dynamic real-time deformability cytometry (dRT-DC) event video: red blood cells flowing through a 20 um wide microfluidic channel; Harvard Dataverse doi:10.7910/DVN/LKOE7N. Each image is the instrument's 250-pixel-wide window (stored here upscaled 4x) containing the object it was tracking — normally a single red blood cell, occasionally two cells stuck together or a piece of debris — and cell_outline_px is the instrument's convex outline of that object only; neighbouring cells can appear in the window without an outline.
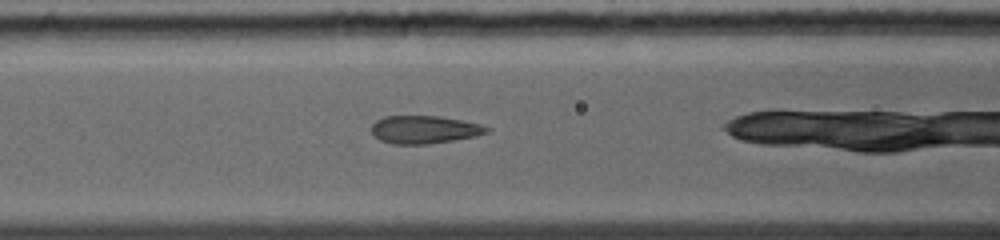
{"species": "common noctule bat (a hibernating species)", "species_latin": "Nyctalus noctula", "temperature_condition": "warm", "stored_images_in_passage": 18, "camera_frame_rate_fps": 5000, "um_per_image_px": 0.085, "animal": {"sex": "female", "body_mass_g": 19.0, "forearm_length_mm": 56.7}, "frame": {"image": 1, "passage_image": 5, "time_ms": 1.6, "image_size_px": [1000, 240], "cell_outline_px": [[492, 128], [488, 132], [476, 136], [428, 144], [392, 144], [380, 140], [372, 136], [372, 124], [376, 120], [384, 116], [440, 116], [480, 124]], "centroid_in_image_um": [36.05, 11.01], "position_along_channel_um": 130.6, "area_um2": 18.79}}
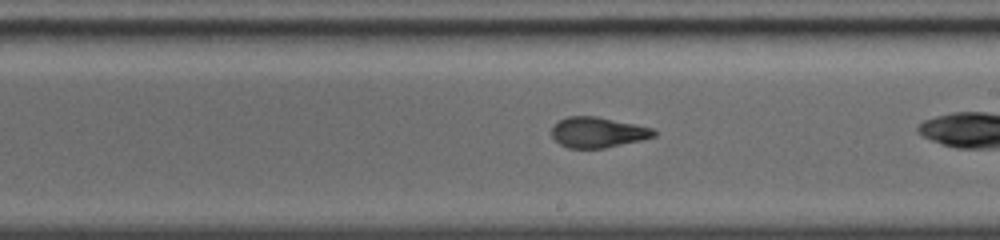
{"frame": {"image": 2, "passage_image": 11, "time_ms": 4.0, "image_size_px": [1000, 240], "cell_outline_px": [[656, 136], [640, 140], [604, 148], [568, 148], [560, 144], [552, 136], [552, 124], [568, 116], [596, 116], [636, 124], [652, 128], [656, 132]], "centroid_in_image_um": [50.79, 11.24], "position_along_channel_um": 238.2, "area_um2": 18.09}}
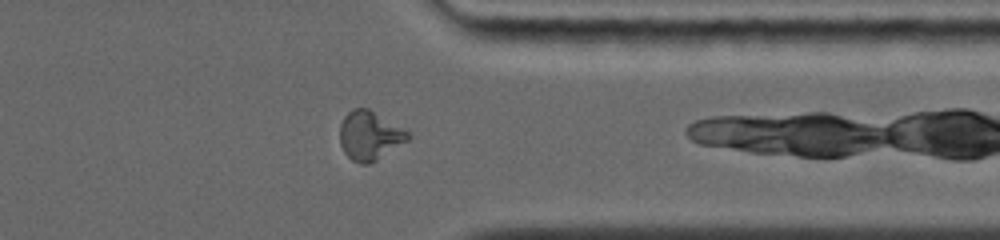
{"frame": {"image": 3, "passage_image": 17, "time_ms": 7.2, "image_size_px": [1000, 240], "cell_outline_px": [[412, 136], [408, 140], [376, 160], [368, 164], [360, 164], [352, 160], [344, 152], [340, 144], [340, 124], [344, 116], [352, 108], [368, 108], [408, 132]], "centroid_in_image_um": [31.39, 11.53], "position_along_channel_um": 380.0, "area_um2": 19.19}}